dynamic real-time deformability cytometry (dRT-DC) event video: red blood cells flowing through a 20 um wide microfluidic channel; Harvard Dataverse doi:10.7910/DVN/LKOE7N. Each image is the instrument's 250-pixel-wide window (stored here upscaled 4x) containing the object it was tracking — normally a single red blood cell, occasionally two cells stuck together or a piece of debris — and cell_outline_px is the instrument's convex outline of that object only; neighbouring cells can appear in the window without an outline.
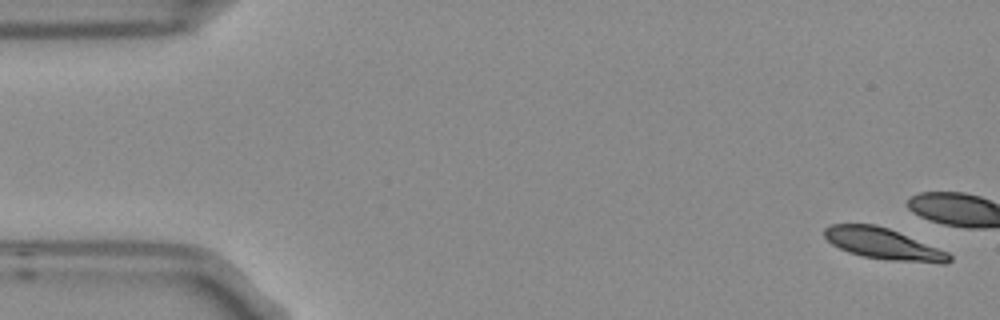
{"species": "Egyptian fruit bat (a non-hibernating species)", "species_latin": "Rousettus aegyptiacus", "temperature_condition": "room temperature", "stored_images_in_passage": 6, "segment_of_instrument_passage": [1, 2], "camera_frame_rate_fps": 3000, "um_per_image_px": 0.085, "frame": {"image": 1, "passage_image": 1, "time_ms": 0.0, "image_size_px": [1000, 320], "cell_outline_px": [[952, 260], [948, 264], [940, 264], [888, 260], [864, 256], [848, 252], [832, 244], [824, 236], [824, 228], [832, 224], [876, 224], [888, 228], [948, 252], [952, 256]], "centroid_in_image_um": [75.11, 20.74], "position_along_channel_um": 9.9, "area_um2": 22.66}}
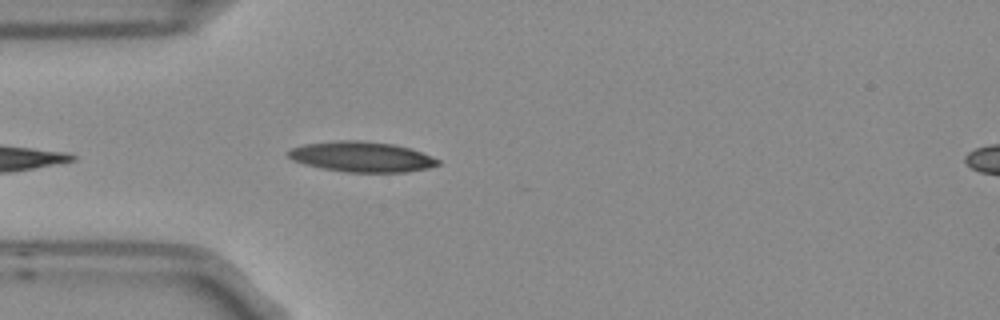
{"frame": {"image": 2, "passage_image": 5, "time_ms": 1.333, "image_size_px": [1000, 320], "cell_outline_px": [[440, 164], [428, 168], [408, 172], [344, 172], [304, 164], [292, 160], [284, 152], [292, 148], [304, 144], [336, 140], [360, 140], [392, 144], [408, 148], [432, 156], [440, 160]], "centroid_in_image_um": [30.72, 13.32], "position_along_channel_um": 54.3, "area_um2": 26.47}}